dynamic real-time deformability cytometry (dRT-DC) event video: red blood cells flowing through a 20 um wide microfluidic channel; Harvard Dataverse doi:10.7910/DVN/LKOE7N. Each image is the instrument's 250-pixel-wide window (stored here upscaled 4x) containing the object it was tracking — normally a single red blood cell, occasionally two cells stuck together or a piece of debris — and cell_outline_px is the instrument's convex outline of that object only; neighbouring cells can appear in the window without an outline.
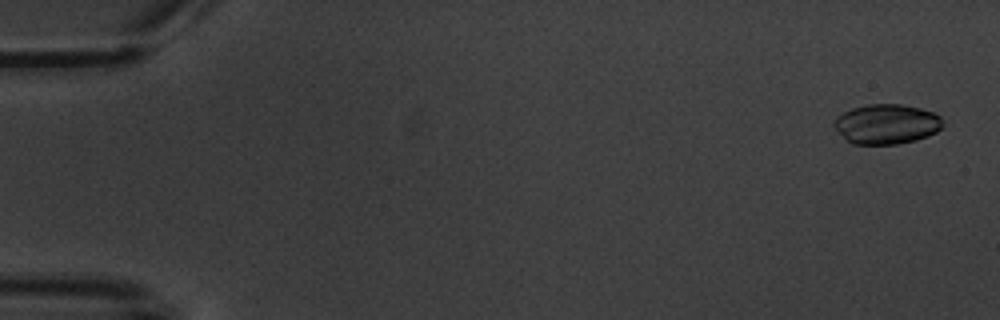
{"species": "common noctule bat (a hibernating species)", "species_latin": "Nyctalus noctula", "temperature_condition": "warm", "stored_images_in_passage": 6, "camera_frame_rate_fps": 3000, "um_per_image_px": 0.085, "animal": {"sex": "male", "body_mass_g": 20.1, "forearm_length_mm": 53.5}, "frame": {"image": 1, "passage_image": 1, "time_ms": 0.0, "image_size_px": [1000, 320], "cell_outline_px": [[944, 124], [936, 132], [928, 136], [916, 140], [896, 144], [852, 144], [836, 132], [832, 124], [836, 116], [852, 108], [868, 104], [900, 104], [920, 108], [932, 112], [940, 116]], "centroid_in_image_um": [75.32, 10.55], "position_along_channel_um": 9.7, "area_um2": 25.43}}
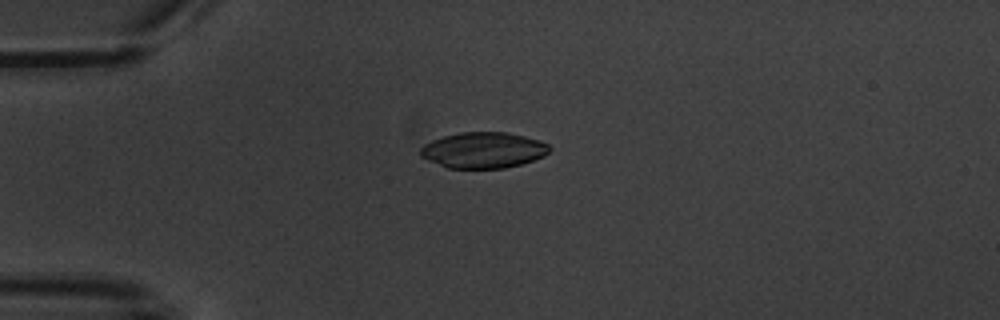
{"frame": {"image": 2, "passage_image": 4, "time_ms": 4.333, "image_size_px": [1000, 320], "cell_outline_px": [[552, 148], [544, 156], [520, 164], [504, 168], [448, 168], [428, 160], [420, 156], [420, 148], [424, 144], [432, 140], [444, 136], [460, 132], [508, 132], [540, 140], [548, 144]], "centroid_in_image_um": [41.08, 12.75], "position_along_channel_um": 43.9, "area_um2": 26.99}}
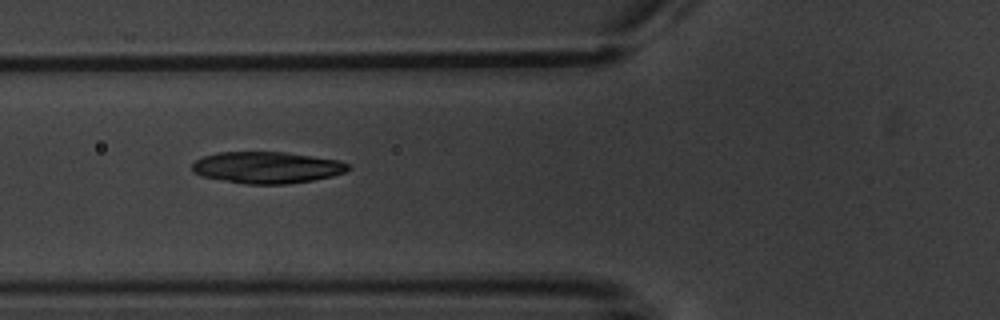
{"frame": {"image": 3, "passage_image": 6, "time_ms": 6.667, "image_size_px": [1000, 320], "cell_outline_px": [[352, 168], [344, 172], [332, 176], [312, 180], [288, 184], [244, 184], [200, 176], [192, 172], [192, 164], [196, 160], [204, 156], [216, 152], [284, 152], [340, 160], [348, 164]], "centroid_in_image_um": [22.67, 14.24], "position_along_channel_um": 103.1, "area_um2": 28.84}}